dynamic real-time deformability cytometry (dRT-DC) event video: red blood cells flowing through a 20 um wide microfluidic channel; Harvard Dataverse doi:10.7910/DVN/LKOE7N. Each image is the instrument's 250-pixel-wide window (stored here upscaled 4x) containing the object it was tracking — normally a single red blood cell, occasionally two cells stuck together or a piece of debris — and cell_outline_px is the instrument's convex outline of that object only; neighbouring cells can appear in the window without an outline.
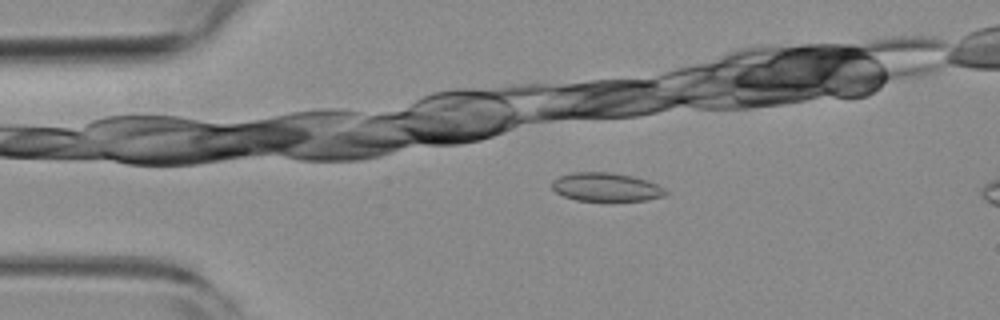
{"species": "common noctule bat (a hibernating species)", "species_latin": "Nyctalus noctula", "temperature_condition": "room temperature", "stored_images_in_passage": 10, "camera_frame_rate_fps": 3000, "um_per_image_px": 0.085, "animal": {"sex": "female", "body_mass_g": 19.3, "forearm_length_mm": 54.1}, "frame": {"image": 1, "passage_image": 4, "time_ms": 1.0, "image_size_px": [1000, 320], "cell_outline_px": [[668, 192], [664, 196], [644, 200], [576, 200], [564, 196], [556, 192], [552, 188], [552, 180], [560, 176], [572, 172], [608, 172], [632, 176], [656, 184], [664, 188]], "centroid_in_image_um": [51.48, 15.89], "position_along_channel_um": 33.5, "area_um2": 18.61}}